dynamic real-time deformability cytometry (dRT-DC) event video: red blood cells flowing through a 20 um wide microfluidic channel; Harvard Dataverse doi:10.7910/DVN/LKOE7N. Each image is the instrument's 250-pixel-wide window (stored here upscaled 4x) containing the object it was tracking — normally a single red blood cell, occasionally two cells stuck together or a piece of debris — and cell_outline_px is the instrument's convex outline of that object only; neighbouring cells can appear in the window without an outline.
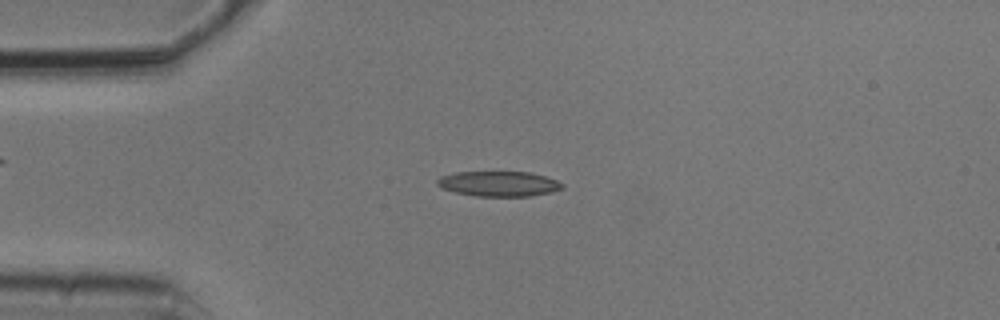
{"species": "common noctule bat (a hibernating species)", "species_latin": "Nyctalus noctula", "temperature_condition": "cold", "stored_images_in_passage": 10, "camera_frame_rate_fps": 3000, "um_per_image_px": 0.085, "animal": {"sex": "male", "body_mass_g": 20.5, "forearm_length_mm": 52.5}, "frame": {"image": 1, "passage_image": 5, "time_ms": 1.333, "image_size_px": [1000, 320], "cell_outline_px": [[564, 188], [552, 192], [532, 196], [476, 196], [456, 192], [440, 188], [436, 184], [436, 180], [440, 176], [456, 172], [528, 172], [544, 176], [556, 180], [564, 184]], "centroid_in_image_um": [42.38, 15.62], "position_along_channel_um": 42.6, "area_um2": 18.38}}
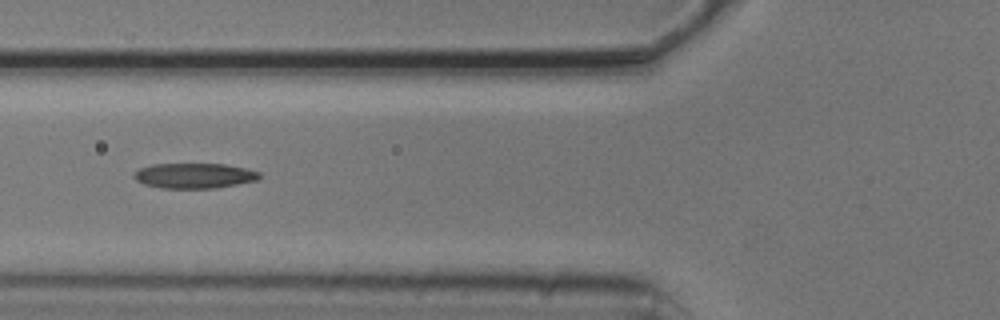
{"frame": {"image": 2, "passage_image": 7, "time_ms": 2.0, "image_size_px": [1000, 320], "cell_outline_px": [[260, 176], [256, 180], [216, 188], [160, 188], [144, 184], [136, 180], [132, 176], [140, 168], [152, 164], [224, 164], [248, 168], [260, 172]], "centroid_in_image_um": [16.51, 14.93], "position_along_channel_um": 109.3, "area_um2": 18.38}}